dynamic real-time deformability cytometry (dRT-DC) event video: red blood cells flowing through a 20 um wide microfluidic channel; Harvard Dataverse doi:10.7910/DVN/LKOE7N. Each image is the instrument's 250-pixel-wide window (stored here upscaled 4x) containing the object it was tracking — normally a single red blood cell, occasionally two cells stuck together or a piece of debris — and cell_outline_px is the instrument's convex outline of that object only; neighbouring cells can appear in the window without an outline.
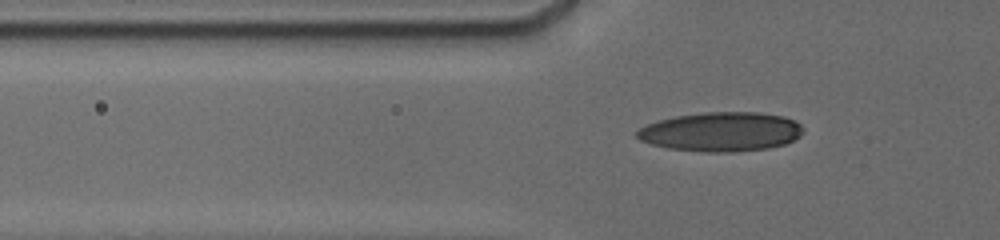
{"species": "human", "species_latin": "Homo sapiens", "temperature_condition": "cold", "stored_images_in_passage": 39, "camera_frame_rate_fps": 3000, "um_per_image_px": 0.085, "donor": {"sex": "male"}, "frame": {"image": 1, "passage_image": 23, "time_ms": 7.0, "image_size_px": [1000, 240], "cell_outline_px": [[804, 132], [800, 136], [784, 144], [768, 148], [736, 152], [700, 152], [668, 148], [652, 144], [640, 140], [636, 136], [636, 132], [640, 128], [648, 124], [660, 120], [676, 116], [708, 112], [756, 112], [784, 116], [800, 124], [804, 128]], "centroid_in_image_um": [61.31, 11.2], "position_along_channel_um": 64.5, "area_um2": 37.97}}
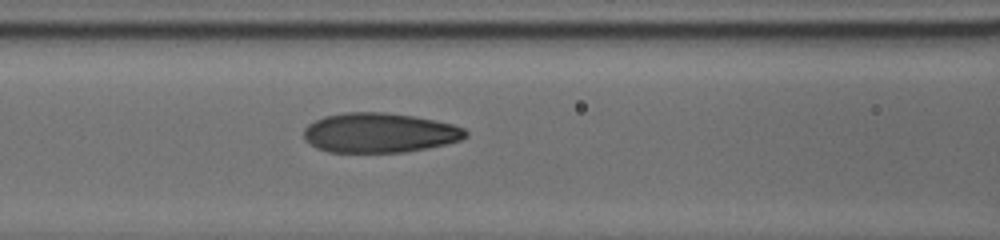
{"frame": {"image": 2, "passage_image": 28, "time_ms": 9.0, "image_size_px": [1000, 240], "cell_outline_px": [[468, 136], [460, 140], [428, 148], [404, 152], [328, 152], [316, 148], [304, 140], [304, 128], [308, 124], [324, 116], [344, 112], [384, 112], [412, 116], [452, 124], [464, 128], [468, 132]], "centroid_in_image_um": [32.22, 11.29], "position_along_channel_um": 134.4, "area_um2": 37.45}}
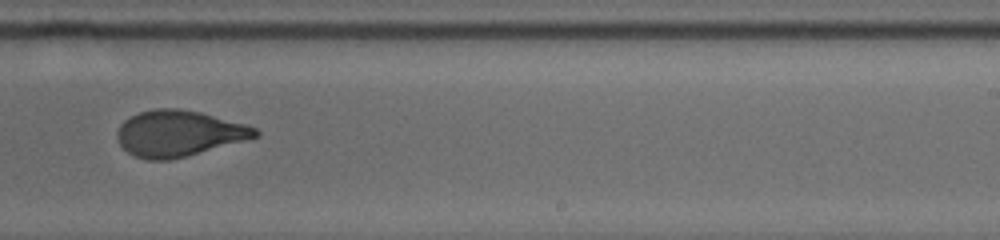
{"frame": {"image": 3, "passage_image": 37, "time_ms": 12.667, "image_size_px": [1000, 240], "cell_outline_px": [[260, 136], [184, 156], [168, 160], [148, 160], [136, 156], [128, 152], [120, 144], [116, 136], [116, 132], [120, 124], [124, 120], [140, 112], [156, 108], [180, 108], [200, 112], [244, 124], [256, 128], [260, 132]], "centroid_in_image_um": [15.17, 11.33], "position_along_channel_um": 273.8, "area_um2": 36.59}}